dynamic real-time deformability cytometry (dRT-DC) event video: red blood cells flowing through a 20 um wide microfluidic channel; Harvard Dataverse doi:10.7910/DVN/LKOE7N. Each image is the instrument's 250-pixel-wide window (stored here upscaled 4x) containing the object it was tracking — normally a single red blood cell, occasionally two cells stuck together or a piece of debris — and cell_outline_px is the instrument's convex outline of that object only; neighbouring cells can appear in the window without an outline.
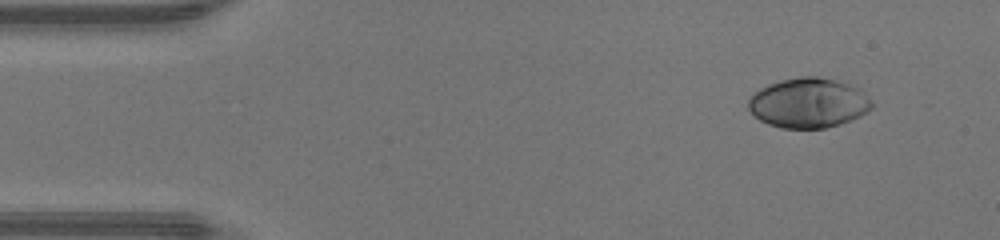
{"species": "human", "species_latin": "Homo sapiens", "temperature_condition": "warm", "stored_images_in_passage": 43, "camera_frame_rate_fps": 3000, "um_per_image_px": 0.085, "donor": {"sex": "male"}, "frame": {"image": 1, "passage_image": 1, "time_ms": 0.0, "image_size_px": [1000, 240], "cell_outline_px": [[872, 108], [860, 116], [840, 124], [824, 128], [780, 128], [768, 124], [760, 120], [748, 108], [748, 96], [760, 88], [768, 84], [780, 80], [804, 76], [816, 76], [836, 80], [848, 84], [856, 88], [872, 104]], "centroid_in_image_um": [68.65, 8.75], "position_along_channel_um": 16.3, "area_um2": 35.55}}
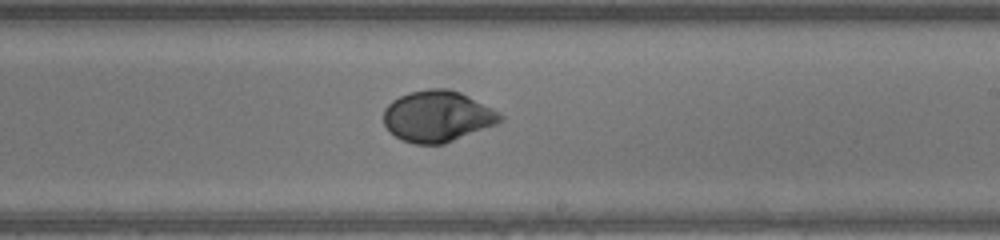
{"frame": {"image": 2, "passage_image": 24, "time_ms": 7.667, "image_size_px": [1000, 240], "cell_outline_px": [[504, 120], [496, 124], [444, 144], [412, 144], [400, 140], [384, 124], [384, 108], [392, 100], [408, 92], [432, 88], [448, 88], [460, 92], [500, 112], [504, 116]], "centroid_in_image_um": [37.19, 9.88], "position_along_channel_um": 251.8, "area_um2": 34.8}}
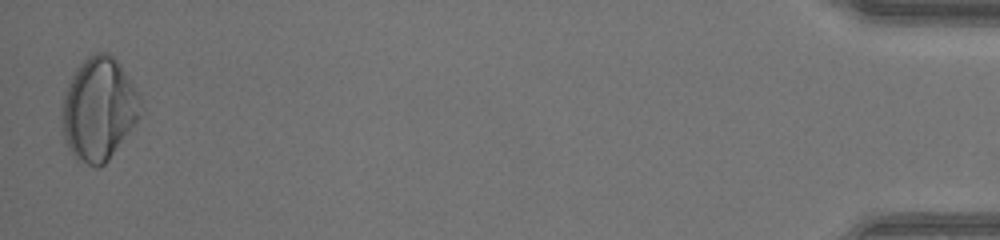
{"frame": {"image": 3, "passage_image": 43, "time_ms": 14.0, "image_size_px": [1000, 240], "cell_outline_px": [[136, 120], [108, 160], [104, 164], [96, 168], [76, 160], [68, 148], [64, 140], [60, 120], [60, 112], [64, 92], [76, 68], [88, 56], [96, 52], [104, 52], [112, 56], [116, 60], [132, 84], [136, 92]], "centroid_in_image_um": [8.27, 9.3], "position_along_channel_um": 426.9, "area_um2": 46.07}, "authors_computed_cell_mechanics": {"area_um2": 34.5644, "velocity_mm_per_s": 4.372, "shape_relaxation_time_tau1_ms": 3.5585, "shape_relaxation_time_tau2_ms": null, "deformation_change_tau1": 0.1903, "deformation_change_tau2": null}}